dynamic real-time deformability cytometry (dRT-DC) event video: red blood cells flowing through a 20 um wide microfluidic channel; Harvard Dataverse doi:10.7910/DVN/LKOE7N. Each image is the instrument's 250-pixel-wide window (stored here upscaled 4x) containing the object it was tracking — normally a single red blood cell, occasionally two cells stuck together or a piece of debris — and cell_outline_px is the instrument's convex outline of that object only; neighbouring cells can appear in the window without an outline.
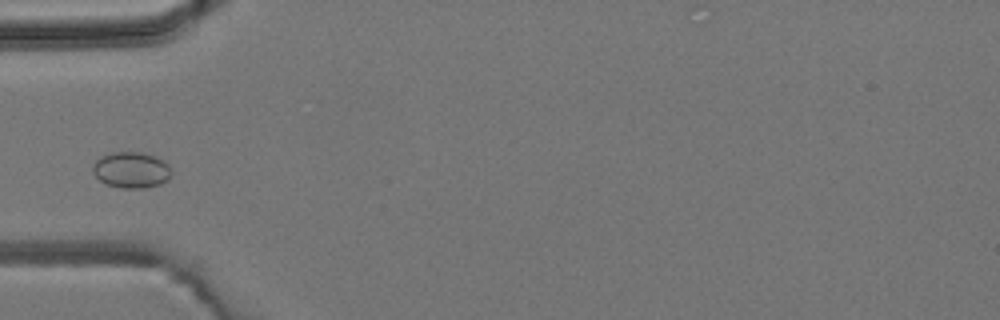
{"species": "common noctule bat (a hibernating species)", "species_latin": "Nyctalus noctula", "temperature_condition": "room temperature", "stored_images_in_passage": 2, "camera_frame_rate_fps": 3000, "um_per_image_px": 0.085, "animal": {"sex": "male", "body_mass_g": 19.2, "forearm_length_mm": 51.8}, "frame": {"image": 1, "passage_image": 2, "time_ms": 1.0, "image_size_px": [1000, 320], "cell_outline_px": [[172, 172], [168, 180], [160, 184], [144, 188], [120, 188], [108, 184], [100, 180], [92, 172], [92, 164], [100, 156], [112, 152], [140, 152], [156, 156], [168, 164]], "centroid_in_image_um": [11.15, 14.44], "position_along_channel_um": 73.8, "area_um2": 16.65}}